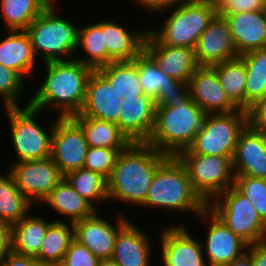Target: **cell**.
I'll list each match as a JSON object with an SVG mask.
<instances>
[{"label": "cell", "instance_id": "cell-32", "mask_svg": "<svg viewBox=\"0 0 266 266\" xmlns=\"http://www.w3.org/2000/svg\"><path fill=\"white\" fill-rule=\"evenodd\" d=\"M73 239V223L53 219L48 225L39 253L35 257L45 265L62 261Z\"/></svg>", "mask_w": 266, "mask_h": 266}, {"label": "cell", "instance_id": "cell-25", "mask_svg": "<svg viewBox=\"0 0 266 266\" xmlns=\"http://www.w3.org/2000/svg\"><path fill=\"white\" fill-rule=\"evenodd\" d=\"M36 57L26 30H7L0 39V64L16 71L24 80L35 71Z\"/></svg>", "mask_w": 266, "mask_h": 266}, {"label": "cell", "instance_id": "cell-6", "mask_svg": "<svg viewBox=\"0 0 266 266\" xmlns=\"http://www.w3.org/2000/svg\"><path fill=\"white\" fill-rule=\"evenodd\" d=\"M56 5L49 4L26 30L43 63L74 59L77 50L79 26L57 14Z\"/></svg>", "mask_w": 266, "mask_h": 266}, {"label": "cell", "instance_id": "cell-38", "mask_svg": "<svg viewBox=\"0 0 266 266\" xmlns=\"http://www.w3.org/2000/svg\"><path fill=\"white\" fill-rule=\"evenodd\" d=\"M234 186L250 200L266 223V178L235 176Z\"/></svg>", "mask_w": 266, "mask_h": 266}, {"label": "cell", "instance_id": "cell-23", "mask_svg": "<svg viewBox=\"0 0 266 266\" xmlns=\"http://www.w3.org/2000/svg\"><path fill=\"white\" fill-rule=\"evenodd\" d=\"M219 16L229 23L238 56L266 48V21L262 10Z\"/></svg>", "mask_w": 266, "mask_h": 266}, {"label": "cell", "instance_id": "cell-47", "mask_svg": "<svg viewBox=\"0 0 266 266\" xmlns=\"http://www.w3.org/2000/svg\"><path fill=\"white\" fill-rule=\"evenodd\" d=\"M246 252L250 255L253 266H266V240L248 244Z\"/></svg>", "mask_w": 266, "mask_h": 266}, {"label": "cell", "instance_id": "cell-15", "mask_svg": "<svg viewBox=\"0 0 266 266\" xmlns=\"http://www.w3.org/2000/svg\"><path fill=\"white\" fill-rule=\"evenodd\" d=\"M97 213L98 211L73 223L74 239L86 246L99 259L111 258L117 234L130 218L119 213L116 215L114 225L107 220L108 218L103 219Z\"/></svg>", "mask_w": 266, "mask_h": 266}, {"label": "cell", "instance_id": "cell-18", "mask_svg": "<svg viewBox=\"0 0 266 266\" xmlns=\"http://www.w3.org/2000/svg\"><path fill=\"white\" fill-rule=\"evenodd\" d=\"M116 125L131 142H147L155 125V100L147 95L121 98Z\"/></svg>", "mask_w": 266, "mask_h": 266}, {"label": "cell", "instance_id": "cell-39", "mask_svg": "<svg viewBox=\"0 0 266 266\" xmlns=\"http://www.w3.org/2000/svg\"><path fill=\"white\" fill-rule=\"evenodd\" d=\"M26 82L16 71L0 64V96L3 108L21 106ZM24 88V89H23Z\"/></svg>", "mask_w": 266, "mask_h": 266}, {"label": "cell", "instance_id": "cell-20", "mask_svg": "<svg viewBox=\"0 0 266 266\" xmlns=\"http://www.w3.org/2000/svg\"><path fill=\"white\" fill-rule=\"evenodd\" d=\"M191 99L206 113H230L238 108L230 101L210 66H199L189 81Z\"/></svg>", "mask_w": 266, "mask_h": 266}, {"label": "cell", "instance_id": "cell-49", "mask_svg": "<svg viewBox=\"0 0 266 266\" xmlns=\"http://www.w3.org/2000/svg\"><path fill=\"white\" fill-rule=\"evenodd\" d=\"M227 266H253L252 259L250 255L245 252L242 256L238 257L232 263L228 264Z\"/></svg>", "mask_w": 266, "mask_h": 266}, {"label": "cell", "instance_id": "cell-52", "mask_svg": "<svg viewBox=\"0 0 266 266\" xmlns=\"http://www.w3.org/2000/svg\"><path fill=\"white\" fill-rule=\"evenodd\" d=\"M262 11H263V14H264V17H265V21H266V0L264 2V5H263V8H262Z\"/></svg>", "mask_w": 266, "mask_h": 266}, {"label": "cell", "instance_id": "cell-45", "mask_svg": "<svg viewBox=\"0 0 266 266\" xmlns=\"http://www.w3.org/2000/svg\"><path fill=\"white\" fill-rule=\"evenodd\" d=\"M184 0H134L137 7L152 12L151 14L162 13L163 10L169 9L172 6L178 5Z\"/></svg>", "mask_w": 266, "mask_h": 266}, {"label": "cell", "instance_id": "cell-22", "mask_svg": "<svg viewBox=\"0 0 266 266\" xmlns=\"http://www.w3.org/2000/svg\"><path fill=\"white\" fill-rule=\"evenodd\" d=\"M142 230L131 220L119 230L111 257L119 266L152 265V241Z\"/></svg>", "mask_w": 266, "mask_h": 266}, {"label": "cell", "instance_id": "cell-19", "mask_svg": "<svg viewBox=\"0 0 266 266\" xmlns=\"http://www.w3.org/2000/svg\"><path fill=\"white\" fill-rule=\"evenodd\" d=\"M232 161L235 176L266 178V132L247 124L238 136Z\"/></svg>", "mask_w": 266, "mask_h": 266}, {"label": "cell", "instance_id": "cell-51", "mask_svg": "<svg viewBox=\"0 0 266 266\" xmlns=\"http://www.w3.org/2000/svg\"><path fill=\"white\" fill-rule=\"evenodd\" d=\"M46 266H67V265L63 261H58V262L49 263Z\"/></svg>", "mask_w": 266, "mask_h": 266}, {"label": "cell", "instance_id": "cell-33", "mask_svg": "<svg viewBox=\"0 0 266 266\" xmlns=\"http://www.w3.org/2000/svg\"><path fill=\"white\" fill-rule=\"evenodd\" d=\"M33 204L18 190L13 176L0 174V221L11 226L20 222L33 208Z\"/></svg>", "mask_w": 266, "mask_h": 266}, {"label": "cell", "instance_id": "cell-42", "mask_svg": "<svg viewBox=\"0 0 266 266\" xmlns=\"http://www.w3.org/2000/svg\"><path fill=\"white\" fill-rule=\"evenodd\" d=\"M190 98L188 83L181 82L180 84H170L166 88H161L155 100V106L177 107L179 101H188Z\"/></svg>", "mask_w": 266, "mask_h": 266}, {"label": "cell", "instance_id": "cell-35", "mask_svg": "<svg viewBox=\"0 0 266 266\" xmlns=\"http://www.w3.org/2000/svg\"><path fill=\"white\" fill-rule=\"evenodd\" d=\"M48 5L46 0H0V17L7 30H27Z\"/></svg>", "mask_w": 266, "mask_h": 266}, {"label": "cell", "instance_id": "cell-14", "mask_svg": "<svg viewBox=\"0 0 266 266\" xmlns=\"http://www.w3.org/2000/svg\"><path fill=\"white\" fill-rule=\"evenodd\" d=\"M187 228L184 224L162 228L158 241L164 266H209L201 242Z\"/></svg>", "mask_w": 266, "mask_h": 266}, {"label": "cell", "instance_id": "cell-16", "mask_svg": "<svg viewBox=\"0 0 266 266\" xmlns=\"http://www.w3.org/2000/svg\"><path fill=\"white\" fill-rule=\"evenodd\" d=\"M144 52L158 68L171 78L189 83L192 73L199 67L194 49L162 44L149 30Z\"/></svg>", "mask_w": 266, "mask_h": 266}, {"label": "cell", "instance_id": "cell-11", "mask_svg": "<svg viewBox=\"0 0 266 266\" xmlns=\"http://www.w3.org/2000/svg\"><path fill=\"white\" fill-rule=\"evenodd\" d=\"M8 172L13 176L18 190L34 205L49 196L53 188L64 178L51 157L13 162Z\"/></svg>", "mask_w": 266, "mask_h": 266}, {"label": "cell", "instance_id": "cell-44", "mask_svg": "<svg viewBox=\"0 0 266 266\" xmlns=\"http://www.w3.org/2000/svg\"><path fill=\"white\" fill-rule=\"evenodd\" d=\"M248 124L266 132V95L249 108Z\"/></svg>", "mask_w": 266, "mask_h": 266}, {"label": "cell", "instance_id": "cell-17", "mask_svg": "<svg viewBox=\"0 0 266 266\" xmlns=\"http://www.w3.org/2000/svg\"><path fill=\"white\" fill-rule=\"evenodd\" d=\"M198 66H214L238 57L228 21L216 15L194 48Z\"/></svg>", "mask_w": 266, "mask_h": 266}, {"label": "cell", "instance_id": "cell-43", "mask_svg": "<svg viewBox=\"0 0 266 266\" xmlns=\"http://www.w3.org/2000/svg\"><path fill=\"white\" fill-rule=\"evenodd\" d=\"M217 15L262 10L265 0H215Z\"/></svg>", "mask_w": 266, "mask_h": 266}, {"label": "cell", "instance_id": "cell-27", "mask_svg": "<svg viewBox=\"0 0 266 266\" xmlns=\"http://www.w3.org/2000/svg\"><path fill=\"white\" fill-rule=\"evenodd\" d=\"M80 50H83L86 54L84 57L77 53ZM76 53L74 59L89 66L93 70H97L114 62L106 52V45L104 42V20L78 27Z\"/></svg>", "mask_w": 266, "mask_h": 266}, {"label": "cell", "instance_id": "cell-9", "mask_svg": "<svg viewBox=\"0 0 266 266\" xmlns=\"http://www.w3.org/2000/svg\"><path fill=\"white\" fill-rule=\"evenodd\" d=\"M207 208L248 244L266 240V223L234 185L211 200Z\"/></svg>", "mask_w": 266, "mask_h": 266}, {"label": "cell", "instance_id": "cell-41", "mask_svg": "<svg viewBox=\"0 0 266 266\" xmlns=\"http://www.w3.org/2000/svg\"><path fill=\"white\" fill-rule=\"evenodd\" d=\"M99 260L86 246L73 239L62 261L67 266H98Z\"/></svg>", "mask_w": 266, "mask_h": 266}, {"label": "cell", "instance_id": "cell-48", "mask_svg": "<svg viewBox=\"0 0 266 266\" xmlns=\"http://www.w3.org/2000/svg\"><path fill=\"white\" fill-rule=\"evenodd\" d=\"M11 225L0 221V264L11 251Z\"/></svg>", "mask_w": 266, "mask_h": 266}, {"label": "cell", "instance_id": "cell-28", "mask_svg": "<svg viewBox=\"0 0 266 266\" xmlns=\"http://www.w3.org/2000/svg\"><path fill=\"white\" fill-rule=\"evenodd\" d=\"M11 227V250L26 256L35 257L41 248L48 225L52 222L44 217L30 215Z\"/></svg>", "mask_w": 266, "mask_h": 266}, {"label": "cell", "instance_id": "cell-4", "mask_svg": "<svg viewBox=\"0 0 266 266\" xmlns=\"http://www.w3.org/2000/svg\"><path fill=\"white\" fill-rule=\"evenodd\" d=\"M144 207L191 212L198 216L207 204L195 192L181 160L177 156H168L155 172Z\"/></svg>", "mask_w": 266, "mask_h": 266}, {"label": "cell", "instance_id": "cell-12", "mask_svg": "<svg viewBox=\"0 0 266 266\" xmlns=\"http://www.w3.org/2000/svg\"><path fill=\"white\" fill-rule=\"evenodd\" d=\"M198 217L208 225L207 235L200 242L209 266H227L246 252L248 243L234 234L207 207Z\"/></svg>", "mask_w": 266, "mask_h": 266}, {"label": "cell", "instance_id": "cell-13", "mask_svg": "<svg viewBox=\"0 0 266 266\" xmlns=\"http://www.w3.org/2000/svg\"><path fill=\"white\" fill-rule=\"evenodd\" d=\"M88 148L80 125L72 117L56 116L50 157L64 176L83 167Z\"/></svg>", "mask_w": 266, "mask_h": 266}, {"label": "cell", "instance_id": "cell-7", "mask_svg": "<svg viewBox=\"0 0 266 266\" xmlns=\"http://www.w3.org/2000/svg\"><path fill=\"white\" fill-rule=\"evenodd\" d=\"M4 110L9 122V135L15 151L14 155L17 156L15 162L49 158L55 119L48 130L43 128L45 126H40L36 118L42 112L32 107L29 99L22 108L21 106L4 107Z\"/></svg>", "mask_w": 266, "mask_h": 266}, {"label": "cell", "instance_id": "cell-31", "mask_svg": "<svg viewBox=\"0 0 266 266\" xmlns=\"http://www.w3.org/2000/svg\"><path fill=\"white\" fill-rule=\"evenodd\" d=\"M211 67L216 71L219 83L230 101L238 109L245 110L247 70L244 61L238 56Z\"/></svg>", "mask_w": 266, "mask_h": 266}, {"label": "cell", "instance_id": "cell-8", "mask_svg": "<svg viewBox=\"0 0 266 266\" xmlns=\"http://www.w3.org/2000/svg\"><path fill=\"white\" fill-rule=\"evenodd\" d=\"M248 124V112L208 114L204 128L191 145L179 154H200L233 158L240 132Z\"/></svg>", "mask_w": 266, "mask_h": 266}, {"label": "cell", "instance_id": "cell-30", "mask_svg": "<svg viewBox=\"0 0 266 266\" xmlns=\"http://www.w3.org/2000/svg\"><path fill=\"white\" fill-rule=\"evenodd\" d=\"M97 71L123 98L145 95L138 75V57L133 61L112 62Z\"/></svg>", "mask_w": 266, "mask_h": 266}, {"label": "cell", "instance_id": "cell-46", "mask_svg": "<svg viewBox=\"0 0 266 266\" xmlns=\"http://www.w3.org/2000/svg\"><path fill=\"white\" fill-rule=\"evenodd\" d=\"M0 266H46L41 263L36 257L26 256L14 251H10Z\"/></svg>", "mask_w": 266, "mask_h": 266}, {"label": "cell", "instance_id": "cell-10", "mask_svg": "<svg viewBox=\"0 0 266 266\" xmlns=\"http://www.w3.org/2000/svg\"><path fill=\"white\" fill-rule=\"evenodd\" d=\"M195 192L208 204L234 185L233 158L200 154H178Z\"/></svg>", "mask_w": 266, "mask_h": 266}, {"label": "cell", "instance_id": "cell-37", "mask_svg": "<svg viewBox=\"0 0 266 266\" xmlns=\"http://www.w3.org/2000/svg\"><path fill=\"white\" fill-rule=\"evenodd\" d=\"M138 75L145 95L154 100L158 97L161 88L181 83L162 72L144 51L138 56Z\"/></svg>", "mask_w": 266, "mask_h": 266}, {"label": "cell", "instance_id": "cell-1", "mask_svg": "<svg viewBox=\"0 0 266 266\" xmlns=\"http://www.w3.org/2000/svg\"><path fill=\"white\" fill-rule=\"evenodd\" d=\"M43 64L46 70L43 83L32 94L29 104L43 113L56 110L57 117L78 114L83 107L87 82L93 69L76 59Z\"/></svg>", "mask_w": 266, "mask_h": 266}, {"label": "cell", "instance_id": "cell-5", "mask_svg": "<svg viewBox=\"0 0 266 266\" xmlns=\"http://www.w3.org/2000/svg\"><path fill=\"white\" fill-rule=\"evenodd\" d=\"M165 21L148 30L164 45L194 49L201 33L217 15L215 0H184L169 9Z\"/></svg>", "mask_w": 266, "mask_h": 266}, {"label": "cell", "instance_id": "cell-50", "mask_svg": "<svg viewBox=\"0 0 266 266\" xmlns=\"http://www.w3.org/2000/svg\"><path fill=\"white\" fill-rule=\"evenodd\" d=\"M98 266H119L112 258L100 259Z\"/></svg>", "mask_w": 266, "mask_h": 266}, {"label": "cell", "instance_id": "cell-36", "mask_svg": "<svg viewBox=\"0 0 266 266\" xmlns=\"http://www.w3.org/2000/svg\"><path fill=\"white\" fill-rule=\"evenodd\" d=\"M74 190L96 209L98 202L108 200L107 179L100 173L86 168L69 172L64 176ZM96 203V204H95Z\"/></svg>", "mask_w": 266, "mask_h": 266}, {"label": "cell", "instance_id": "cell-40", "mask_svg": "<svg viewBox=\"0 0 266 266\" xmlns=\"http://www.w3.org/2000/svg\"><path fill=\"white\" fill-rule=\"evenodd\" d=\"M123 149L89 147L83 168L100 173L108 179L115 167L117 157Z\"/></svg>", "mask_w": 266, "mask_h": 266}, {"label": "cell", "instance_id": "cell-3", "mask_svg": "<svg viewBox=\"0 0 266 266\" xmlns=\"http://www.w3.org/2000/svg\"><path fill=\"white\" fill-rule=\"evenodd\" d=\"M208 113L191 98L179 101L177 107L157 106L155 125L147 143L167 156H177L194 141L204 128Z\"/></svg>", "mask_w": 266, "mask_h": 266}, {"label": "cell", "instance_id": "cell-2", "mask_svg": "<svg viewBox=\"0 0 266 266\" xmlns=\"http://www.w3.org/2000/svg\"><path fill=\"white\" fill-rule=\"evenodd\" d=\"M167 157L147 142H131L120 151L107 179L108 201L141 208L157 168Z\"/></svg>", "mask_w": 266, "mask_h": 266}, {"label": "cell", "instance_id": "cell-26", "mask_svg": "<svg viewBox=\"0 0 266 266\" xmlns=\"http://www.w3.org/2000/svg\"><path fill=\"white\" fill-rule=\"evenodd\" d=\"M42 203V206L47 204L46 206L51 207L56 214L67 217L66 221L71 223L90 217L97 211L89 201L74 190L65 178L53 188Z\"/></svg>", "mask_w": 266, "mask_h": 266}, {"label": "cell", "instance_id": "cell-34", "mask_svg": "<svg viewBox=\"0 0 266 266\" xmlns=\"http://www.w3.org/2000/svg\"><path fill=\"white\" fill-rule=\"evenodd\" d=\"M246 66L245 111L266 95V48L239 56Z\"/></svg>", "mask_w": 266, "mask_h": 266}, {"label": "cell", "instance_id": "cell-53", "mask_svg": "<svg viewBox=\"0 0 266 266\" xmlns=\"http://www.w3.org/2000/svg\"><path fill=\"white\" fill-rule=\"evenodd\" d=\"M49 4H58V0H46Z\"/></svg>", "mask_w": 266, "mask_h": 266}, {"label": "cell", "instance_id": "cell-21", "mask_svg": "<svg viewBox=\"0 0 266 266\" xmlns=\"http://www.w3.org/2000/svg\"><path fill=\"white\" fill-rule=\"evenodd\" d=\"M121 98L123 95H119L97 70H93L87 82L85 101L79 114L117 123L121 112Z\"/></svg>", "mask_w": 266, "mask_h": 266}, {"label": "cell", "instance_id": "cell-24", "mask_svg": "<svg viewBox=\"0 0 266 266\" xmlns=\"http://www.w3.org/2000/svg\"><path fill=\"white\" fill-rule=\"evenodd\" d=\"M114 20H104V42L107 55L114 61H133L144 51L148 29L130 30Z\"/></svg>", "mask_w": 266, "mask_h": 266}, {"label": "cell", "instance_id": "cell-29", "mask_svg": "<svg viewBox=\"0 0 266 266\" xmlns=\"http://www.w3.org/2000/svg\"><path fill=\"white\" fill-rule=\"evenodd\" d=\"M72 118L82 128L89 147L125 149L131 143L116 123L82 116L79 113Z\"/></svg>", "mask_w": 266, "mask_h": 266}]
</instances>
